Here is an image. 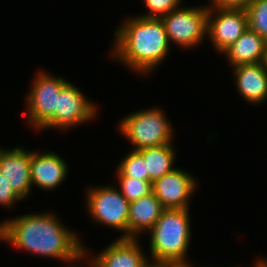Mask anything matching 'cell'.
Masks as SVG:
<instances>
[{
	"label": "cell",
	"mask_w": 267,
	"mask_h": 267,
	"mask_svg": "<svg viewBox=\"0 0 267 267\" xmlns=\"http://www.w3.org/2000/svg\"><path fill=\"white\" fill-rule=\"evenodd\" d=\"M0 239L39 255L76 261L84 247L71 231L60 225L53 214H29L0 224Z\"/></svg>",
	"instance_id": "1"
},
{
	"label": "cell",
	"mask_w": 267,
	"mask_h": 267,
	"mask_svg": "<svg viewBox=\"0 0 267 267\" xmlns=\"http://www.w3.org/2000/svg\"><path fill=\"white\" fill-rule=\"evenodd\" d=\"M115 37V56L143 73L149 72L164 59L170 44L161 18L130 19Z\"/></svg>",
	"instance_id": "2"
},
{
	"label": "cell",
	"mask_w": 267,
	"mask_h": 267,
	"mask_svg": "<svg viewBox=\"0 0 267 267\" xmlns=\"http://www.w3.org/2000/svg\"><path fill=\"white\" fill-rule=\"evenodd\" d=\"M188 209H165L151 231V255L155 262L185 261L190 241Z\"/></svg>",
	"instance_id": "3"
},
{
	"label": "cell",
	"mask_w": 267,
	"mask_h": 267,
	"mask_svg": "<svg viewBox=\"0 0 267 267\" xmlns=\"http://www.w3.org/2000/svg\"><path fill=\"white\" fill-rule=\"evenodd\" d=\"M120 130L140 149L170 144L172 131L165 115L159 109L139 111L127 116L120 124Z\"/></svg>",
	"instance_id": "4"
},
{
	"label": "cell",
	"mask_w": 267,
	"mask_h": 267,
	"mask_svg": "<svg viewBox=\"0 0 267 267\" xmlns=\"http://www.w3.org/2000/svg\"><path fill=\"white\" fill-rule=\"evenodd\" d=\"M207 8H177L161 17L169 41L183 46L196 45L207 34Z\"/></svg>",
	"instance_id": "5"
},
{
	"label": "cell",
	"mask_w": 267,
	"mask_h": 267,
	"mask_svg": "<svg viewBox=\"0 0 267 267\" xmlns=\"http://www.w3.org/2000/svg\"><path fill=\"white\" fill-rule=\"evenodd\" d=\"M87 205L94 220L125 231L121 238H128L130 202L119 190L110 186L93 188L89 190Z\"/></svg>",
	"instance_id": "6"
},
{
	"label": "cell",
	"mask_w": 267,
	"mask_h": 267,
	"mask_svg": "<svg viewBox=\"0 0 267 267\" xmlns=\"http://www.w3.org/2000/svg\"><path fill=\"white\" fill-rule=\"evenodd\" d=\"M67 84L61 78H54L44 72L35 79L28 93V114L36 128H42L57 110L58 93Z\"/></svg>",
	"instance_id": "7"
},
{
	"label": "cell",
	"mask_w": 267,
	"mask_h": 267,
	"mask_svg": "<svg viewBox=\"0 0 267 267\" xmlns=\"http://www.w3.org/2000/svg\"><path fill=\"white\" fill-rule=\"evenodd\" d=\"M95 111L93 104L84 98L78 88L68 82L58 93L57 110L42 128H69L90 120Z\"/></svg>",
	"instance_id": "8"
},
{
	"label": "cell",
	"mask_w": 267,
	"mask_h": 267,
	"mask_svg": "<svg viewBox=\"0 0 267 267\" xmlns=\"http://www.w3.org/2000/svg\"><path fill=\"white\" fill-rule=\"evenodd\" d=\"M218 15L211 16L212 10L208 7L209 34L218 51L224 52L248 28V15L246 9H216Z\"/></svg>",
	"instance_id": "9"
},
{
	"label": "cell",
	"mask_w": 267,
	"mask_h": 267,
	"mask_svg": "<svg viewBox=\"0 0 267 267\" xmlns=\"http://www.w3.org/2000/svg\"><path fill=\"white\" fill-rule=\"evenodd\" d=\"M189 174L175 169L152 183V192L165 209H188V198L195 189Z\"/></svg>",
	"instance_id": "10"
},
{
	"label": "cell",
	"mask_w": 267,
	"mask_h": 267,
	"mask_svg": "<svg viewBox=\"0 0 267 267\" xmlns=\"http://www.w3.org/2000/svg\"><path fill=\"white\" fill-rule=\"evenodd\" d=\"M0 173L13 191L23 199L31 190V152L22 148L3 151L0 148Z\"/></svg>",
	"instance_id": "11"
},
{
	"label": "cell",
	"mask_w": 267,
	"mask_h": 267,
	"mask_svg": "<svg viewBox=\"0 0 267 267\" xmlns=\"http://www.w3.org/2000/svg\"><path fill=\"white\" fill-rule=\"evenodd\" d=\"M135 238H118L92 261L93 267H144L146 263Z\"/></svg>",
	"instance_id": "12"
},
{
	"label": "cell",
	"mask_w": 267,
	"mask_h": 267,
	"mask_svg": "<svg viewBox=\"0 0 267 267\" xmlns=\"http://www.w3.org/2000/svg\"><path fill=\"white\" fill-rule=\"evenodd\" d=\"M66 173L67 165L59 155L31 152V183L51 190L65 179Z\"/></svg>",
	"instance_id": "13"
},
{
	"label": "cell",
	"mask_w": 267,
	"mask_h": 267,
	"mask_svg": "<svg viewBox=\"0 0 267 267\" xmlns=\"http://www.w3.org/2000/svg\"><path fill=\"white\" fill-rule=\"evenodd\" d=\"M237 87L251 103L262 102L267 97V71L262 62L235 66Z\"/></svg>",
	"instance_id": "14"
},
{
	"label": "cell",
	"mask_w": 267,
	"mask_h": 267,
	"mask_svg": "<svg viewBox=\"0 0 267 267\" xmlns=\"http://www.w3.org/2000/svg\"><path fill=\"white\" fill-rule=\"evenodd\" d=\"M164 210L165 208L153 192L130 202L128 238H136L141 230H150Z\"/></svg>",
	"instance_id": "15"
},
{
	"label": "cell",
	"mask_w": 267,
	"mask_h": 267,
	"mask_svg": "<svg viewBox=\"0 0 267 267\" xmlns=\"http://www.w3.org/2000/svg\"><path fill=\"white\" fill-rule=\"evenodd\" d=\"M267 42L247 28L224 52L233 66L263 62Z\"/></svg>",
	"instance_id": "16"
},
{
	"label": "cell",
	"mask_w": 267,
	"mask_h": 267,
	"mask_svg": "<svg viewBox=\"0 0 267 267\" xmlns=\"http://www.w3.org/2000/svg\"><path fill=\"white\" fill-rule=\"evenodd\" d=\"M138 152L146 163L149 181L152 183L176 169L172 167L175 155L171 144L144 148Z\"/></svg>",
	"instance_id": "17"
},
{
	"label": "cell",
	"mask_w": 267,
	"mask_h": 267,
	"mask_svg": "<svg viewBox=\"0 0 267 267\" xmlns=\"http://www.w3.org/2000/svg\"><path fill=\"white\" fill-rule=\"evenodd\" d=\"M248 28L267 42V0H254L246 6Z\"/></svg>",
	"instance_id": "18"
},
{
	"label": "cell",
	"mask_w": 267,
	"mask_h": 267,
	"mask_svg": "<svg viewBox=\"0 0 267 267\" xmlns=\"http://www.w3.org/2000/svg\"><path fill=\"white\" fill-rule=\"evenodd\" d=\"M117 169V177H131L149 181V172H147L146 163L138 151L133 150L128 154Z\"/></svg>",
	"instance_id": "19"
},
{
	"label": "cell",
	"mask_w": 267,
	"mask_h": 267,
	"mask_svg": "<svg viewBox=\"0 0 267 267\" xmlns=\"http://www.w3.org/2000/svg\"><path fill=\"white\" fill-rule=\"evenodd\" d=\"M122 189V195L129 201H135L139 198L152 193V182L138 180L131 177H118Z\"/></svg>",
	"instance_id": "20"
},
{
	"label": "cell",
	"mask_w": 267,
	"mask_h": 267,
	"mask_svg": "<svg viewBox=\"0 0 267 267\" xmlns=\"http://www.w3.org/2000/svg\"><path fill=\"white\" fill-rule=\"evenodd\" d=\"M180 0H145L149 14L141 16L145 18H161L172 10L178 8Z\"/></svg>",
	"instance_id": "21"
},
{
	"label": "cell",
	"mask_w": 267,
	"mask_h": 267,
	"mask_svg": "<svg viewBox=\"0 0 267 267\" xmlns=\"http://www.w3.org/2000/svg\"><path fill=\"white\" fill-rule=\"evenodd\" d=\"M16 200H21V198L13 191L7 180L0 173V204L10 206Z\"/></svg>",
	"instance_id": "22"
},
{
	"label": "cell",
	"mask_w": 267,
	"mask_h": 267,
	"mask_svg": "<svg viewBox=\"0 0 267 267\" xmlns=\"http://www.w3.org/2000/svg\"><path fill=\"white\" fill-rule=\"evenodd\" d=\"M254 0H212L215 9H245Z\"/></svg>",
	"instance_id": "23"
},
{
	"label": "cell",
	"mask_w": 267,
	"mask_h": 267,
	"mask_svg": "<svg viewBox=\"0 0 267 267\" xmlns=\"http://www.w3.org/2000/svg\"><path fill=\"white\" fill-rule=\"evenodd\" d=\"M161 267H190L187 261H161Z\"/></svg>",
	"instance_id": "24"
},
{
	"label": "cell",
	"mask_w": 267,
	"mask_h": 267,
	"mask_svg": "<svg viewBox=\"0 0 267 267\" xmlns=\"http://www.w3.org/2000/svg\"><path fill=\"white\" fill-rule=\"evenodd\" d=\"M144 267H161V261H159V262H155V263H153L152 262V264L150 263H146V265L144 266Z\"/></svg>",
	"instance_id": "25"
},
{
	"label": "cell",
	"mask_w": 267,
	"mask_h": 267,
	"mask_svg": "<svg viewBox=\"0 0 267 267\" xmlns=\"http://www.w3.org/2000/svg\"><path fill=\"white\" fill-rule=\"evenodd\" d=\"M262 63L264 64V68L267 71V45H266L264 59H263V62Z\"/></svg>",
	"instance_id": "26"
},
{
	"label": "cell",
	"mask_w": 267,
	"mask_h": 267,
	"mask_svg": "<svg viewBox=\"0 0 267 267\" xmlns=\"http://www.w3.org/2000/svg\"><path fill=\"white\" fill-rule=\"evenodd\" d=\"M256 267H267V261H259L256 264Z\"/></svg>",
	"instance_id": "27"
}]
</instances>
